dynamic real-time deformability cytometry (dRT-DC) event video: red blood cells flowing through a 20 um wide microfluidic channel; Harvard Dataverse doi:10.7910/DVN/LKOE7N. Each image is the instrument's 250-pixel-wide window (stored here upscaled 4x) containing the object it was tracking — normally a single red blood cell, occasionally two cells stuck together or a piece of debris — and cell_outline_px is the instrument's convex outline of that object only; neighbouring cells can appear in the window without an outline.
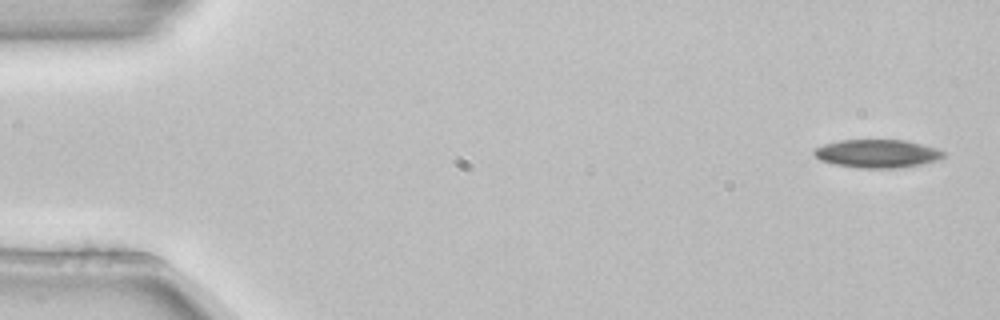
{"species": "common noctule bat (a hibernating species)", "species_latin": "Nyctalus noctula", "temperature_condition": "room temperature", "stored_images_in_passage": 5, "camera_frame_rate_fps": 3000, "um_per_image_px": 0.085, "animal": {"sex": "female", "body_mass_g": 22.7, "forearm_length_mm": 54.2}, "frame": {"image": 1, "passage_image": 1, "time_ms": 0.0, "image_size_px": [1000, 320], "cell_outline_px": [[944, 156], [940, 160], [924, 164], [892, 168], [860, 168], [836, 164], [820, 160], [812, 152], [816, 148], [824, 144], [840, 140], [904, 140], [936, 148], [944, 152]], "centroid_in_image_um": [74.58, 13.06], "position_along_channel_um": 10.4, "area_um2": 21.15}}